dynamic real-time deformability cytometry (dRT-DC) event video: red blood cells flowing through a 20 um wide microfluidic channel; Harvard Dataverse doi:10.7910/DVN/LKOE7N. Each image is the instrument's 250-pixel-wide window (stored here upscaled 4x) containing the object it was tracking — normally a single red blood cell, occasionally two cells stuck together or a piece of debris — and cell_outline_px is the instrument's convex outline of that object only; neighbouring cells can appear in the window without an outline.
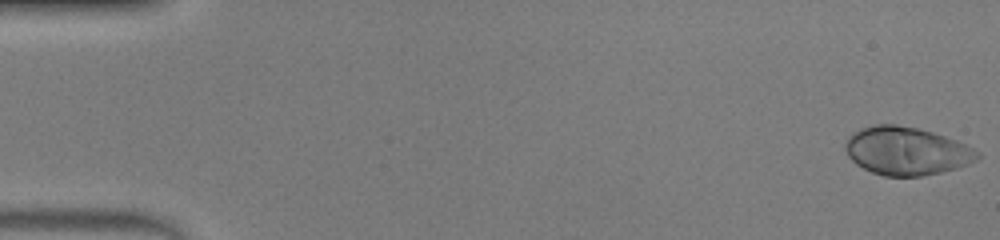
{"species": "human", "species_latin": "Homo sapiens", "temperature_condition": "warm", "stored_images_in_passage": 48, "camera_frame_rate_fps": 3000, "um_per_image_px": 0.085, "donor": {"sex": "male"}, "frame": {"image": 1, "passage_image": 1, "time_ms": 0.0, "image_size_px": [1000, 240], "cell_outline_px": [[980, 156], [976, 160], [956, 168], [940, 172], [920, 176], [884, 176], [872, 172], [856, 164], [848, 156], [844, 148], [844, 144], [848, 136], [852, 132], [860, 128], [872, 124], [896, 124], [916, 128], [932, 132], [956, 140], [980, 152]], "centroid_in_image_um": [77.0, 12.82], "position_along_channel_um": 8.0, "area_um2": 36.99}}
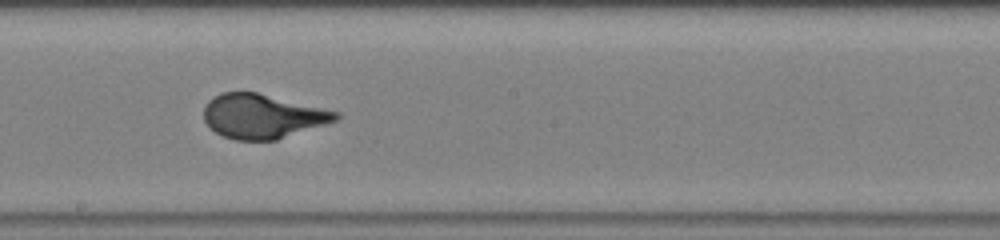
{"frame": {"image": 2, "passage_image": 27, "time_ms": 8.667, "image_size_px": [1000, 240], "cell_outline_px": [[340, 120], [276, 140], [236, 140], [224, 136], [216, 132], [204, 120], [204, 104], [208, 100], [220, 92], [256, 92], [340, 112]], "centroid_in_image_um": [22.33, 9.88], "position_along_channel_um": 225.9, "area_um2": 34.1}}
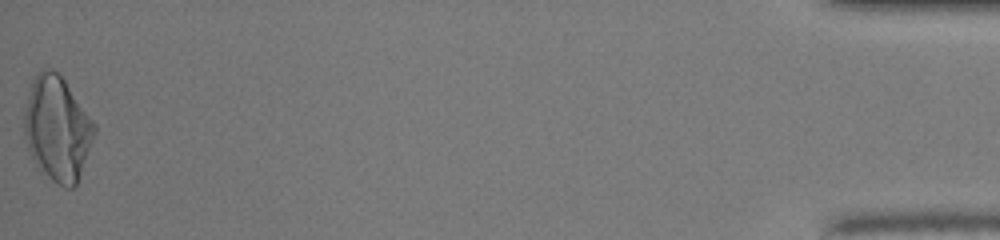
{"frame": {"image": 3, "passage_image": 48, "time_ms": 15.667, "image_size_px": [1000, 240], "cell_outline_px": [[96, 132], [76, 184], [72, 188], [64, 188], [56, 184], [40, 172], [28, 152], [24, 136], [24, 112], [28, 92], [32, 80], [44, 68], [52, 68], [64, 80], [96, 124]], "centroid_in_image_um": [4.84, 10.96], "position_along_channel_um": 430.4, "area_um2": 42.83}, "authors_computed_cell_mechanics": {"area_um2": 34.6511, "velocity_mm_per_s": 4.3188, "shape_relaxation_time_tau1_ms": 3.6647, "shape_relaxation_time_tau2_ms": null, "deformation_change_tau1": 0.2279, "deformation_change_tau2": null}}